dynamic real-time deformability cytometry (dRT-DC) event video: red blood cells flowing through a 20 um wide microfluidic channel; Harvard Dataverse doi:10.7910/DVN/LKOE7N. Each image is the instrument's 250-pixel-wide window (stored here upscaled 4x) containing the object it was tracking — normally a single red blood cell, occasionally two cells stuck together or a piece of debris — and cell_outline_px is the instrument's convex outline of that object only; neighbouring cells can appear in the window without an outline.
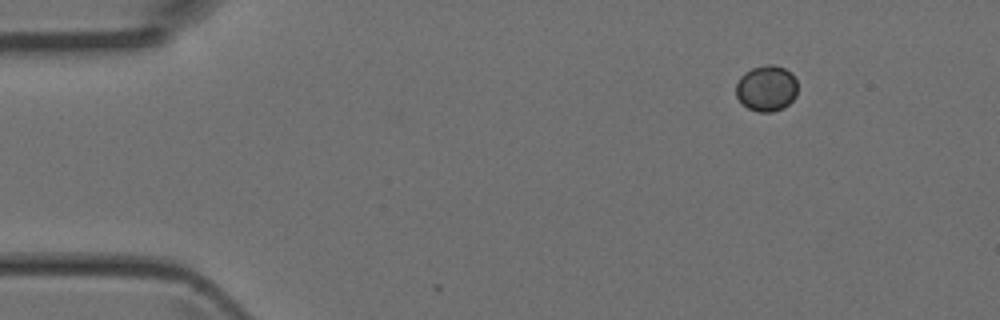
{"species": "Egyptian fruit bat (a non-hibernating species)", "species_latin": "Rousettus aegyptiacus", "temperature_condition": "room temperature", "stored_images_in_passage": 3, "camera_frame_rate_fps": 3000, "um_per_image_px": 0.085, "animal": {"sex": "female"}, "frame": {"image": 1, "passage_image": 1, "time_ms": 0.0, "image_size_px": [1000, 320], "cell_outline_px": [[796, 96], [784, 108], [772, 112], [760, 112], [748, 108], [736, 96], [736, 84], [740, 76], [744, 72], [752, 68], [768, 64], [772, 64], [784, 68], [792, 72], [796, 80]], "centroid_in_image_um": [65.15, 7.49], "position_along_channel_um": 19.8, "area_um2": 16.53}}